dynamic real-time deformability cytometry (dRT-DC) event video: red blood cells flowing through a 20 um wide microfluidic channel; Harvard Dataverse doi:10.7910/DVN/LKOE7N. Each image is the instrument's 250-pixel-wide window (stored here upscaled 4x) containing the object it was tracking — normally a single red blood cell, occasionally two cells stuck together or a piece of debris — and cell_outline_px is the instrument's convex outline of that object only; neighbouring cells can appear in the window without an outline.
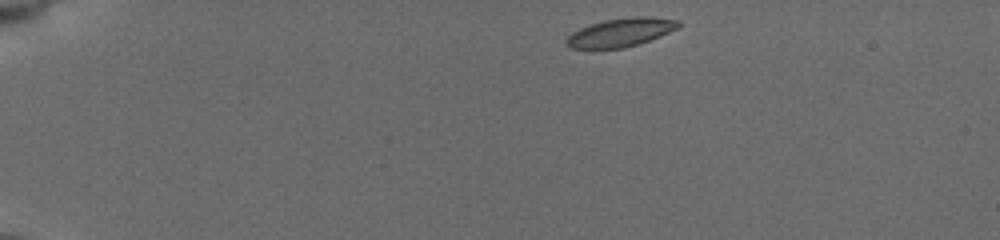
{"species": "common noctule bat (a hibernating species)", "species_latin": "Nyctalus noctula", "temperature_condition": "cold", "stored_images_in_passage": 46, "camera_frame_rate_fps": 3000, "um_per_image_px": 0.085, "animal": {"sex": "female", "body_mass_g": 19.5, "forearm_length_mm": 54.1}, "frame": {"image": 1, "passage_image": 1, "time_ms": 0.0, "image_size_px": [1000, 240], "cell_outline_px": [[680, 24], [676, 28], [660, 36], [624, 48], [568, 48], [564, 44], [564, 40], [572, 32], [580, 28], [604, 20], [632, 16], [648, 16], [680, 20]], "centroid_in_image_um": [52.72, 2.75], "position_along_channel_um": 32.3, "area_um2": 18.5}}
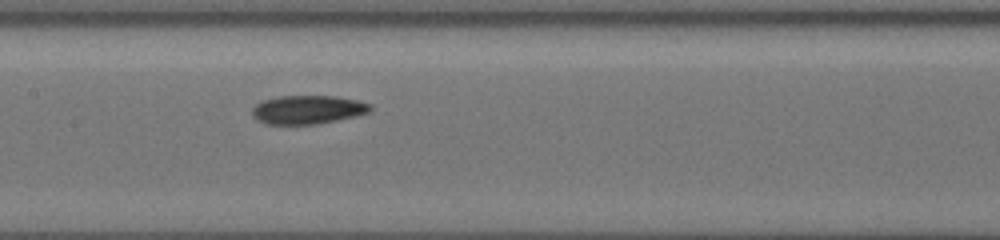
{"frame": {"image": 2, "passage_image": 20, "time_ms": 6.333, "image_size_px": [1000, 240], "cell_outline_px": [[372, 108], [368, 112], [356, 116], [316, 124], [268, 124], [256, 120], [252, 116], [252, 108], [256, 104], [264, 100], [280, 96], [336, 96], [356, 100], [372, 104]], "centroid_in_image_um": [26.15, 9.32], "position_along_channel_um": 181.3, "area_um2": 19.65}}
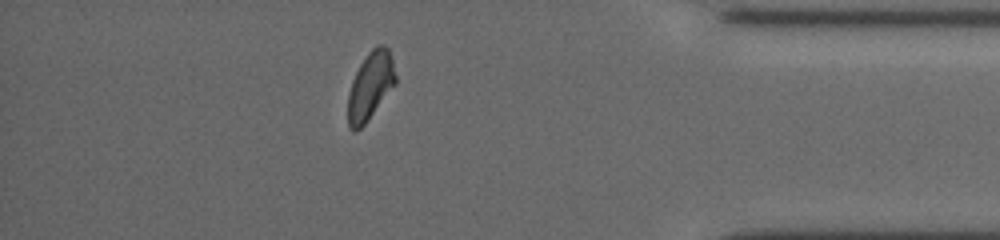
{"frame": {"image": 3, "passage_image": 40, "time_ms": 13.0, "image_size_px": [1000, 240], "cell_outline_px": [[396, 84], [364, 124], [356, 132], [352, 132], [348, 128], [348, 92], [352, 80], [360, 64], [368, 52], [376, 44], [384, 44], [388, 48], [392, 60], [396, 76]], "centroid_in_image_um": [31.47, 7.3], "position_along_channel_um": 403.7, "area_um2": 18.84}, "authors_computed_cell_mechanics": {"area_um2": 19.074, "velocity_mm_per_s": 3.7333, "shape_relaxation_time_tau1_ms": 6.0667, "shape_relaxation_time_tau2_ms": 3.2532, "deformation_change_tau1": 0.1099, "deformation_change_tau2": 0.0833}}